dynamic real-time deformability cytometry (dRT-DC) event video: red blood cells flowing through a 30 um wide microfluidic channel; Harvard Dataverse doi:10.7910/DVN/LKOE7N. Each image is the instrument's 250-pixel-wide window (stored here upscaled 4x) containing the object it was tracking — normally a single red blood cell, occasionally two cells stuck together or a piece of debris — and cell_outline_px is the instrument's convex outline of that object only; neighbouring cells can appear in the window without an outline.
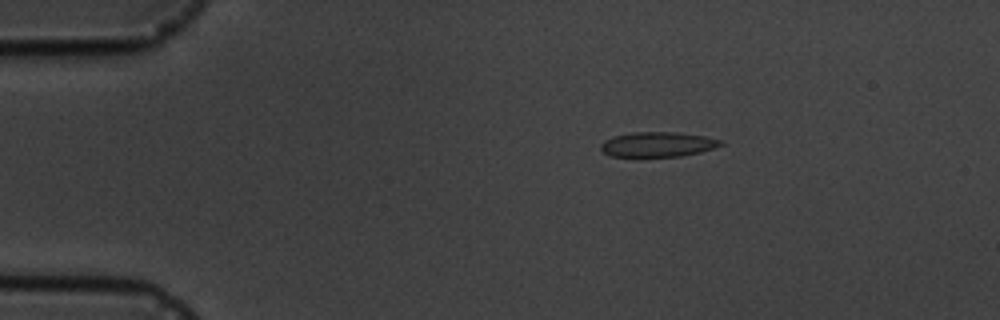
{"species": "common noctule bat (a hibernating species)", "species_latin": "Nyctalus noctula", "temperature_condition": "cold", "stored_images_in_passage": 4, "camera_frame_rate_fps": 3000, "um_per_image_px": 0.085, "animal": {"sex": "male", "body_mass_g": 19.5, "forearm_length_mm": 54.6}, "frame": {"image": 1, "passage_image": 1, "time_ms": 0.0, "image_size_px": [1000, 320], "cell_outline_px": [[724, 144], [700, 152], [680, 156], [612, 156], [604, 152], [600, 148], [600, 144], [604, 140], [612, 136], [632, 132], [676, 132], [704, 136], [724, 140]], "centroid_in_image_um": [55.9, 12.26], "position_along_channel_um": 29.1, "area_um2": 17.34}}
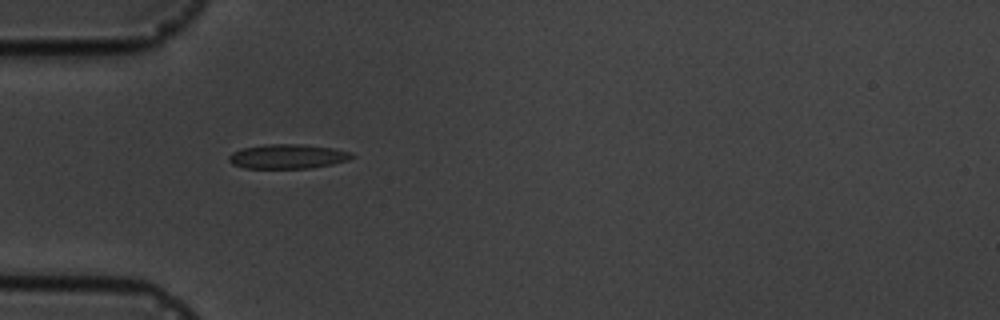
{"frame": {"image": 2, "passage_image": 3, "time_ms": 2.333, "image_size_px": [1000, 320], "cell_outline_px": [[356, 156], [348, 160], [332, 164], [312, 168], [244, 168], [232, 164], [228, 160], [228, 156], [232, 152], [244, 148], [268, 144], [300, 144], [336, 148], [352, 152]], "centroid_in_image_um": [24.49, 13.3], "position_along_channel_um": 60.5, "area_um2": 17.63}}
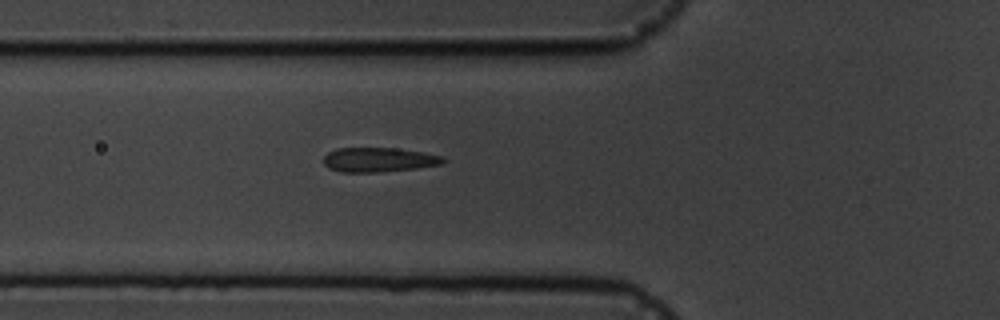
{"frame": {"image": 3, "passage_image": 4, "time_ms": 3.333, "image_size_px": [1000, 320], "cell_outline_px": [[448, 160], [440, 164], [416, 168], [376, 172], [340, 172], [328, 168], [324, 164], [324, 156], [328, 152], [336, 148], [396, 148], [424, 152], [444, 156]], "centroid_in_image_um": [32.2, 13.57], "position_along_channel_um": 93.6, "area_um2": 17.11}}